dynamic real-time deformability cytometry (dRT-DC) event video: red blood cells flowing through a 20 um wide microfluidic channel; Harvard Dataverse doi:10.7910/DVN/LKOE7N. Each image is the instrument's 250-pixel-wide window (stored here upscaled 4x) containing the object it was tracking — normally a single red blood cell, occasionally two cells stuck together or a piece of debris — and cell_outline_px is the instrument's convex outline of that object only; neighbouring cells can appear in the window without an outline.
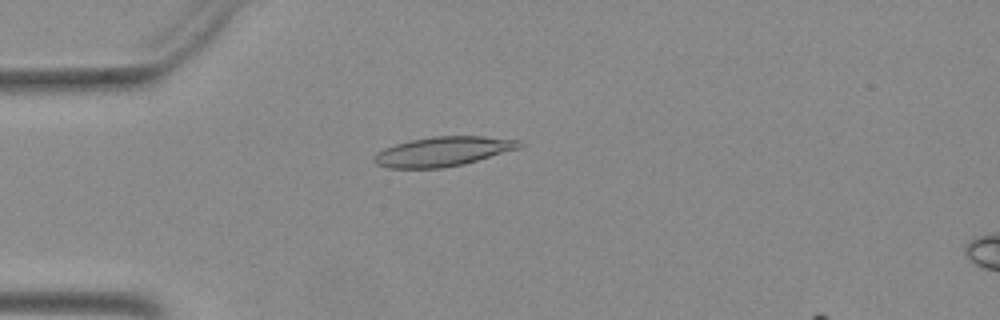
{"species": "Egyptian fruit bat (a non-hibernating species)", "species_latin": "Rousettus aegyptiacus", "temperature_condition": "warm", "stored_images_in_passage": 46, "camera_frame_rate_fps": 3000, "um_per_image_px": 0.085, "animal": {"sex": "female"}, "frame": {"image": 1, "passage_image": 9, "time_ms": 2.667, "image_size_px": [1000, 320], "cell_outline_px": [[524, 144], [520, 148], [464, 164], [440, 168], [388, 168], [376, 164], [372, 160], [372, 156], [376, 152], [384, 148], [396, 144], [412, 140], [432, 136], [484, 136], [524, 140]], "centroid_in_image_um": [37.67, 12.87], "position_along_channel_um": 47.3, "area_um2": 25.2}}
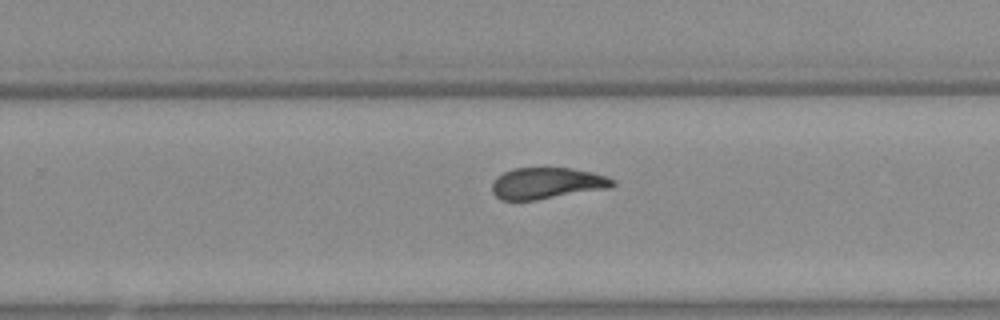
{"frame": {"image": 2, "passage_image": 28, "time_ms": 9.0, "image_size_px": [1000, 320], "cell_outline_px": [[616, 184], [612, 188], [536, 200], [500, 200], [492, 192], [492, 184], [496, 176], [512, 168], [572, 168], [592, 172], [616, 180]], "centroid_in_image_um": [46.5, 15.58], "position_along_channel_um": 283.3, "area_um2": 22.25}}
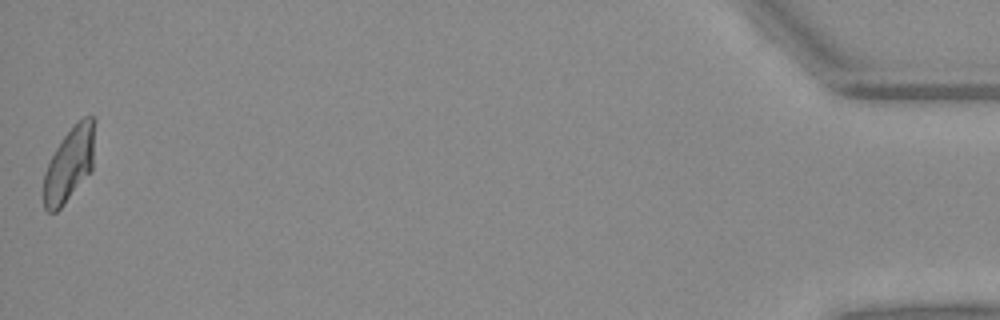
{"frame": {"image": 3, "passage_image": 46, "time_ms": 15.0, "image_size_px": [1000, 320], "cell_outline_px": [[96, 120], [92, 168], [64, 204], [56, 212], [48, 212], [44, 208], [44, 172], [60, 140], [84, 116], [96, 116]], "centroid_in_image_um": [5.91, 13.93], "position_along_channel_um": 429.3, "area_um2": 21.85}}